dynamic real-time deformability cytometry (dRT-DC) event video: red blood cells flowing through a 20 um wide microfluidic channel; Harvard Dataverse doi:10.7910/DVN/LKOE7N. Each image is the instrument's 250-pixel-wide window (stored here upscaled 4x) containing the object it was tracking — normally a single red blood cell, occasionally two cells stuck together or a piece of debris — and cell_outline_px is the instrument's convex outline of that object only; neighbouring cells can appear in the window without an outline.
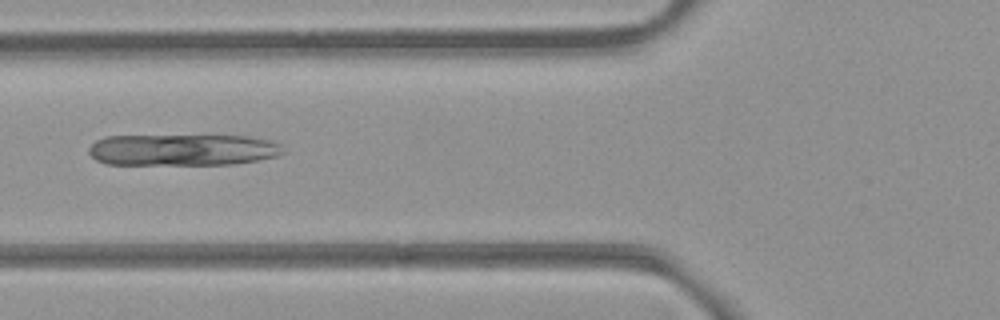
{"species": "common noctule bat (a hibernating species)", "species_latin": "Nyctalus noctula", "temperature_condition": "room temperature", "stored_images_in_passage": 7, "camera_frame_rate_fps": 3000, "um_per_image_px": 0.085, "animal": {"sex": "female", "body_mass_g": 21.9}, "frame": {"image": 1, "passage_image": 6, "time_ms": 1.667, "image_size_px": [1000, 320], "cell_outline_px": [[284, 152], [276, 156], [256, 160], [232, 164], [104, 164], [96, 160], [88, 152], [88, 148], [96, 140], [104, 136], [248, 136], [272, 140], [280, 144]], "centroid_in_image_um": [15.5, 12.73], "position_along_channel_um": 110.3, "area_um2": 35.66}}
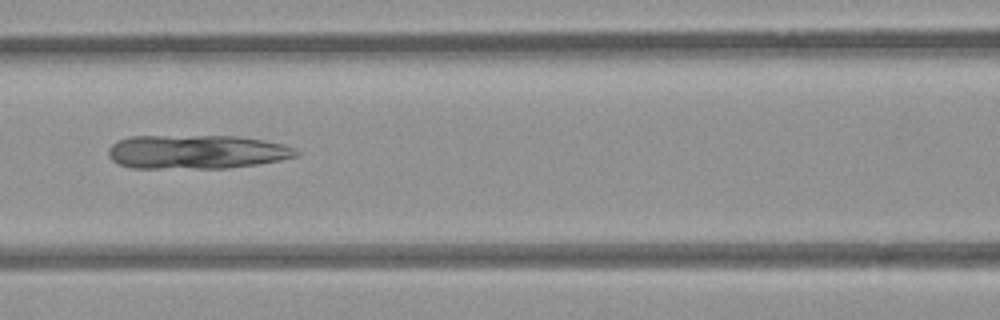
{"frame": {"image": 2, "passage_image": 7, "time_ms": 2.0, "image_size_px": [1000, 320], "cell_outline_px": [[300, 156], [280, 160], [256, 164], [228, 168], [132, 168], [120, 164], [112, 160], [108, 156], [108, 148], [112, 144], [128, 136], [236, 136], [264, 140], [284, 144], [300, 152]], "centroid_in_image_um": [16.71, 12.91], "position_along_channel_um": 149.9, "area_um2": 37.28}}